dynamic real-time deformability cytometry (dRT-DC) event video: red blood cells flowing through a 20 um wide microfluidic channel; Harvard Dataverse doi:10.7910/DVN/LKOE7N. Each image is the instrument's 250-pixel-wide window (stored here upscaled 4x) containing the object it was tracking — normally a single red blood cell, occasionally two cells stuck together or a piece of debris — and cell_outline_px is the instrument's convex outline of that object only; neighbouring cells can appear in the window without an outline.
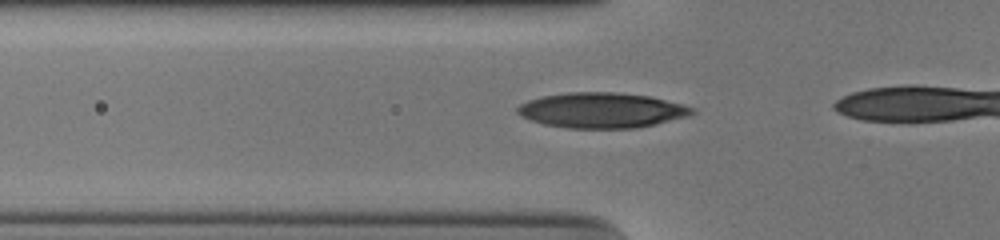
{"species": "human", "species_latin": "Homo sapiens", "temperature_condition": "cold", "stored_images_in_passage": 7, "camera_frame_rate_fps": 3000, "um_per_image_px": 0.085, "donor": {"sex": "male"}, "frame": {"image": 1, "passage_image": 4, "time_ms": 1.0, "image_size_px": [1000, 240], "cell_outline_px": [[696, 112], [692, 116], [656, 124], [636, 128], [568, 128], [544, 124], [532, 120], [516, 112], [516, 108], [520, 104], [528, 100], [544, 96], [568, 92], [616, 92], [648, 96], [684, 104], [696, 108]], "centroid_in_image_um": [51.22, 9.37], "position_along_channel_um": 74.6, "area_um2": 36.01}}